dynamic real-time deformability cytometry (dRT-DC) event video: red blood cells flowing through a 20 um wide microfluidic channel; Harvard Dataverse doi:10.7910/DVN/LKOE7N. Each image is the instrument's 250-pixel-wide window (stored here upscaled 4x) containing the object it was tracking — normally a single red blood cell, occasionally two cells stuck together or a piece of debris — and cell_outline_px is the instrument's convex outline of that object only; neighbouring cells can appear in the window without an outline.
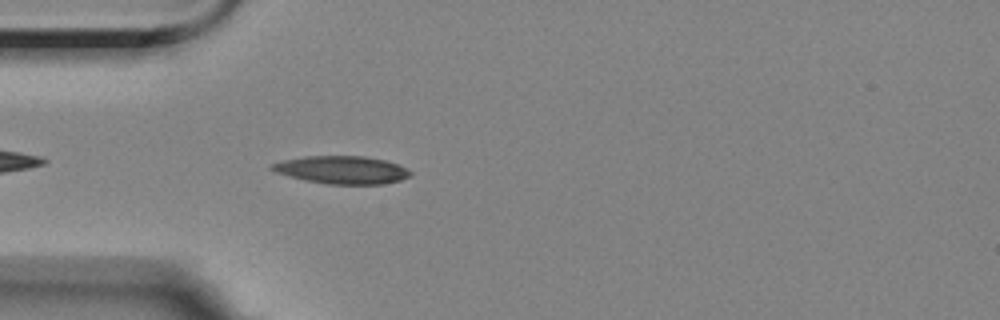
{"species": "Egyptian fruit bat (a non-hibernating species)", "species_latin": "Rousettus aegyptiacus", "temperature_condition": "room temperature", "stored_images_in_passage": 45, "camera_frame_rate_fps": 3000, "um_per_image_px": 0.085, "animal": {"sex": "female"}, "frame": {"image": 1, "passage_image": 4, "time_ms": 1.0, "image_size_px": [1000, 320], "cell_outline_px": [[412, 176], [400, 180], [384, 184], [328, 184], [304, 180], [288, 176], [276, 172], [268, 168], [272, 164], [284, 160], [304, 156], [364, 156], [384, 160], [408, 168], [412, 172]], "centroid_in_image_um": [29.08, 14.44], "position_along_channel_um": 55.9, "area_um2": 22.48}}
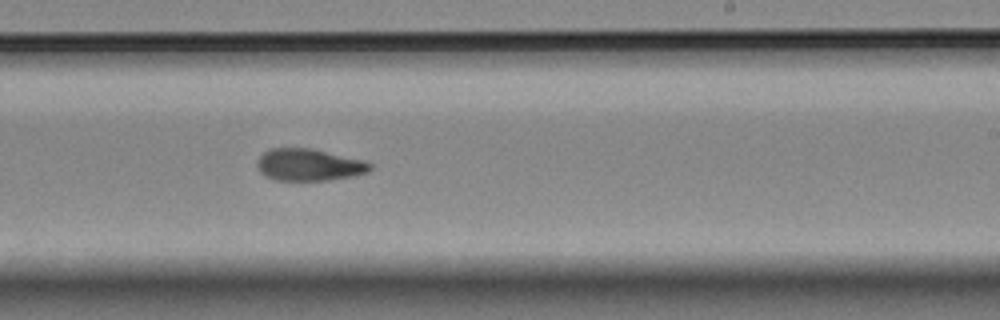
{"frame": {"image": 2, "passage_image": 22, "time_ms": 7.0, "image_size_px": [1000, 320], "cell_outline_px": [[372, 168], [368, 172], [352, 176], [328, 180], [276, 180], [264, 176], [260, 172], [256, 164], [260, 156], [264, 152], [272, 148], [312, 148], [364, 160], [372, 164]], "centroid_in_image_um": [26.26, 14.01], "position_along_channel_um": 262.7, "area_um2": 21.1}}
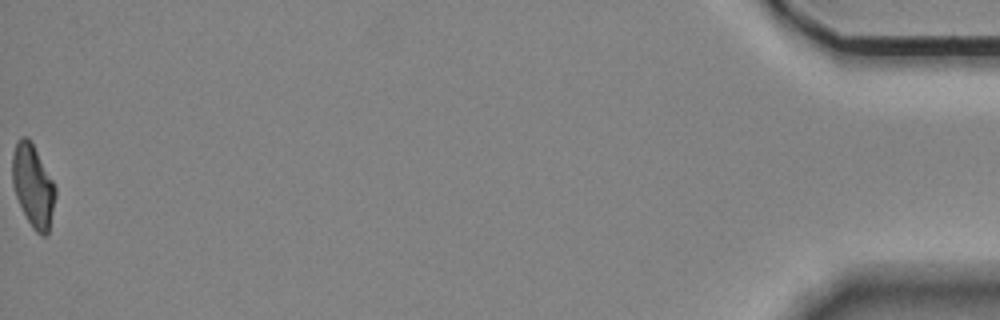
{"frame": {"image": 3, "passage_image": 45, "time_ms": 14.667, "image_size_px": [1000, 320], "cell_outline_px": [[56, 196], [48, 232], [44, 236], [40, 236], [32, 228], [16, 196], [12, 184], [12, 156], [16, 140], [20, 136], [24, 136], [32, 144], [52, 180], [56, 188]], "centroid_in_image_um": [2.79, 15.81], "position_along_channel_um": 432.4, "area_um2": 20.35}, "authors_computed_cell_mechanics": {"area_um2": 21.3282, "velocity_mm_per_s": 3.4997, "shape_relaxation_time_tau1_ms": null, "shape_relaxation_time_tau2_ms": 4.6342, "deformation_change_tau1": null, "deformation_change_tau2": 0.1111}}